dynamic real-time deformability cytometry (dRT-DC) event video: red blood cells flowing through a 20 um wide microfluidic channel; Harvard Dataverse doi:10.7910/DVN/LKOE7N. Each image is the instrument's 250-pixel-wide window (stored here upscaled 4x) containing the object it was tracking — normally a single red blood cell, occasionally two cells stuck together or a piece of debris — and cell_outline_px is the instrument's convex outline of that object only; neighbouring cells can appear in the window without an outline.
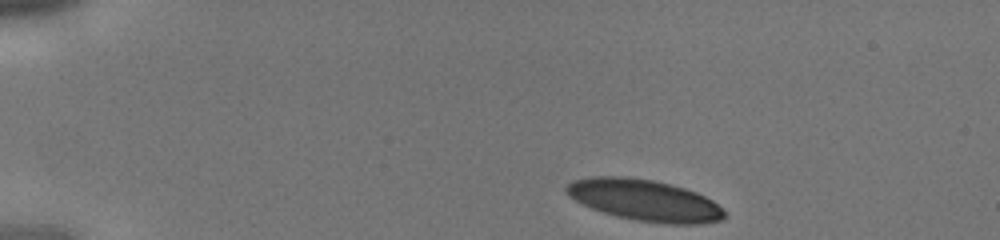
{"species": "human", "species_latin": "Homo sapiens", "temperature_condition": "cold", "stored_images_in_passage": 3, "camera_frame_rate_fps": 3000, "um_per_image_px": 0.085, "donor": {"sex": "male"}, "frame": {"image": 1, "passage_image": 1, "time_ms": 0.0, "image_size_px": [1000, 240], "cell_outline_px": [[724, 220], [704, 224], [668, 224], [636, 220], [616, 216], [592, 208], [568, 196], [564, 192], [564, 188], [572, 180], [592, 176], [624, 176], [652, 180], [684, 188], [696, 192], [712, 200], [724, 212]], "centroid_in_image_um": [54.77, 17.02], "position_along_channel_um": 30.2, "area_um2": 37.97}}